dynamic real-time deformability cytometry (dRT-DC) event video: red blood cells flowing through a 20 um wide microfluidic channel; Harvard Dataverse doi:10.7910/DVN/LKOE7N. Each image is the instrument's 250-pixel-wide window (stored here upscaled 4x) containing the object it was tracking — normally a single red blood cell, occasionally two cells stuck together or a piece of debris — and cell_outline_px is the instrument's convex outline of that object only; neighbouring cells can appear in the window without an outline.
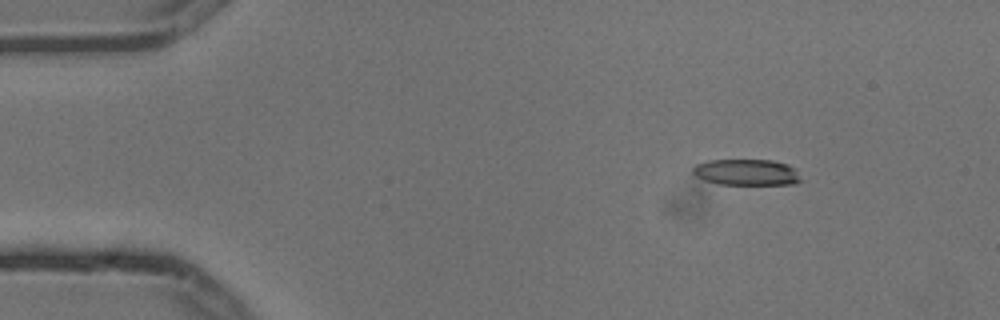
{"species": "common noctule bat (a hibernating species)", "species_latin": "Nyctalus noctula", "temperature_condition": "cold", "stored_images_in_passage": 9, "camera_frame_rate_fps": 3000, "um_per_image_px": 0.085, "animal": {"sex": "male", "body_mass_g": 13.3}, "frame": {"image": 1, "passage_image": 2, "time_ms": 0.333, "image_size_px": [1000, 320], "cell_outline_px": [[804, 180], [792, 184], [716, 184], [704, 180], [696, 176], [692, 172], [692, 168], [696, 164], [708, 160], [772, 160], [788, 164], [796, 168]], "centroid_in_image_um": [63.49, 14.64], "position_along_channel_um": 21.5, "area_um2": 16.7}}
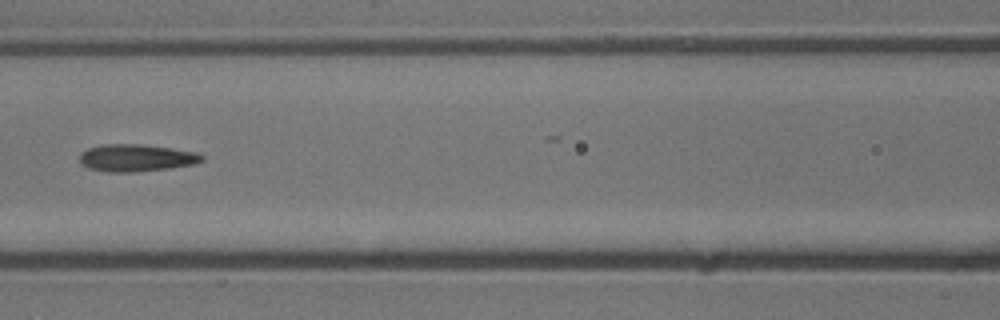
{"frame": {"image": 2, "passage_image": 6, "time_ms": 1.667, "image_size_px": [1000, 320], "cell_outline_px": [[204, 160], [192, 164], [168, 168], [132, 172], [108, 172], [88, 168], [80, 164], [80, 152], [88, 148], [100, 144], [140, 144], [172, 148], [200, 152], [204, 156]], "centroid_in_image_um": [11.57, 13.41], "position_along_channel_um": 155.0, "area_um2": 19.54}}
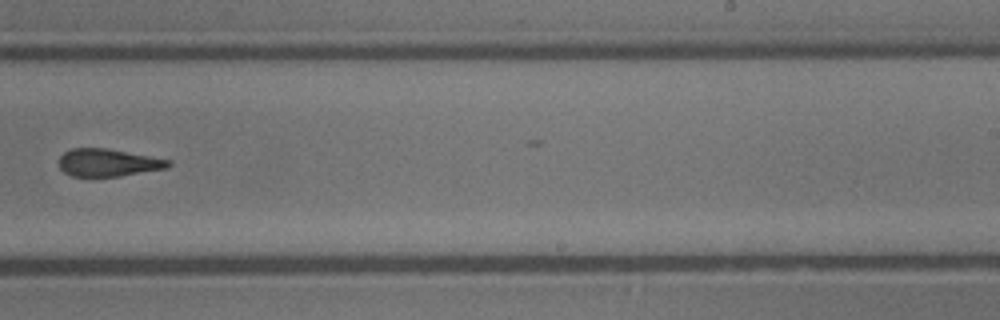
{"frame": {"image": 3, "passage_image": 9, "time_ms": 2.667, "image_size_px": [1000, 320], "cell_outline_px": [[172, 164], [168, 168], [120, 176], [72, 176], [64, 172], [60, 168], [60, 156], [64, 152], [72, 148], [104, 148], [148, 156], [168, 160]], "centroid_in_image_um": [9.17, 13.83], "position_along_channel_um": 279.8, "area_um2": 17.28}}